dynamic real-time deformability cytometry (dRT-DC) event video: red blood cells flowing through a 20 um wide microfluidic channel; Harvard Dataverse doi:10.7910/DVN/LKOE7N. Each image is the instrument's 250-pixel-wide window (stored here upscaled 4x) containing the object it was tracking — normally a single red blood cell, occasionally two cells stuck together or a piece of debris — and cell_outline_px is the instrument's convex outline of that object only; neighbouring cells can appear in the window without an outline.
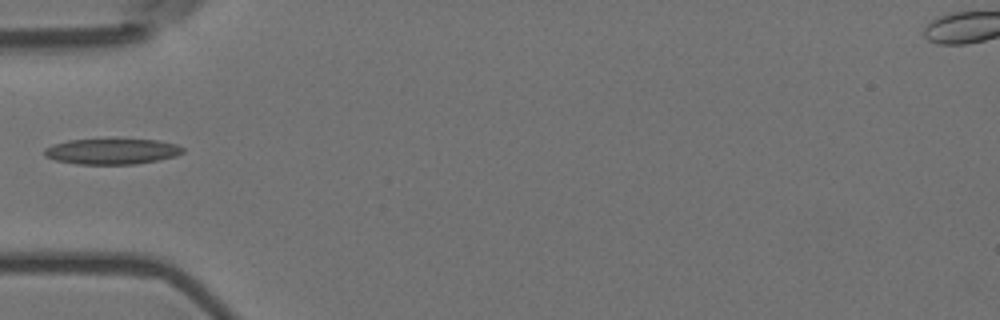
{"species": "Egyptian fruit bat (a non-hibernating species)", "species_latin": "Rousettus aegyptiacus", "temperature_condition": "room temperature", "stored_images_in_passage": 6, "camera_frame_rate_fps": 3000, "um_per_image_px": 0.085, "animal": {"sex": "female"}, "frame": {"image": 1, "passage_image": 6, "time_ms": 1.667, "image_size_px": [1000, 320], "cell_outline_px": [[184, 152], [176, 156], [136, 164], [80, 164], [56, 160], [44, 156], [44, 148], [52, 144], [68, 140], [116, 136], [160, 140], [176, 144], [184, 148]], "centroid_in_image_um": [9.52, 12.8], "position_along_channel_um": 75.5, "area_um2": 21.85}}